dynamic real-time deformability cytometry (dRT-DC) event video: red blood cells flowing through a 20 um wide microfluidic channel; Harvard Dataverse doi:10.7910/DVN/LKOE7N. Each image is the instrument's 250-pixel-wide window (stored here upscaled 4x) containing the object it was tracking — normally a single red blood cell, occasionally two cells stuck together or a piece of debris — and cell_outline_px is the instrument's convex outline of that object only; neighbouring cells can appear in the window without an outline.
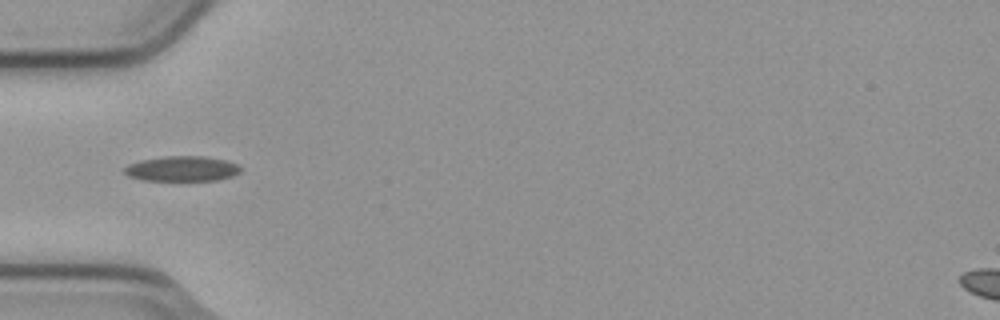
{"species": "common noctule bat (a hibernating species)", "species_latin": "Nyctalus noctula", "temperature_condition": "cold", "stored_images_in_passage": 7, "camera_frame_rate_fps": 3000, "um_per_image_px": 0.085, "animal": {"sex": "male", "body_mass_g": 23.1, "forearm_length_mm": 52.7}, "frame": {"image": 1, "passage_image": 4, "time_ms": 1.0, "image_size_px": [1000, 320], "cell_outline_px": [[240, 172], [232, 176], [216, 180], [144, 180], [128, 176], [124, 172], [124, 168], [128, 164], [140, 160], [164, 156], [204, 156], [224, 160], [236, 164], [240, 168]], "centroid_in_image_um": [15.44, 14.33], "position_along_channel_um": 69.6, "area_um2": 16.88}}
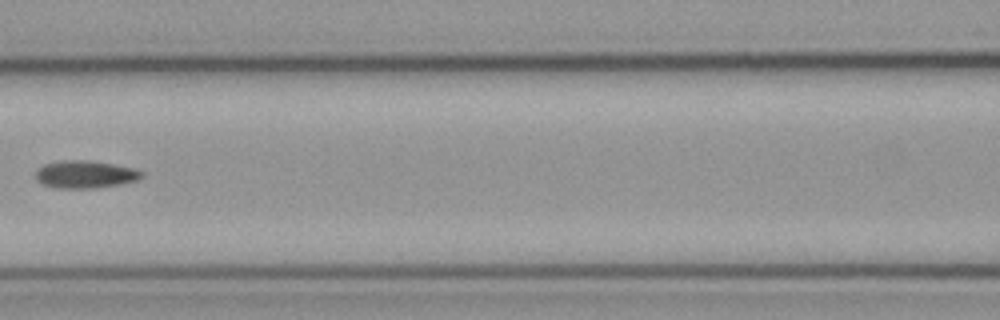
{"frame": {"image": 2, "passage_image": 6, "time_ms": 1.667, "image_size_px": [1000, 320], "cell_outline_px": [[144, 176], [136, 180], [120, 184], [96, 188], [56, 188], [44, 184], [36, 180], [36, 168], [44, 164], [60, 160], [88, 160], [136, 168], [144, 172]], "centroid_in_image_um": [7.24, 14.81], "position_along_channel_um": 159.4, "area_um2": 17.17}}
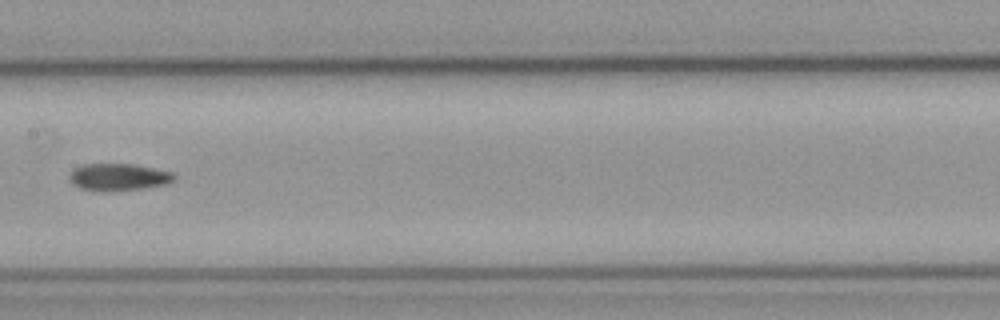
{"frame": {"image": 3, "passage_image": 7, "time_ms": 2.0, "image_size_px": [1000, 320], "cell_outline_px": [[176, 180], [168, 184], [112, 192], [100, 192], [80, 188], [72, 184], [68, 176], [76, 168], [84, 164], [132, 164], [172, 172], [176, 176]], "centroid_in_image_um": [10.07, 15.07], "position_along_channel_um": 197.3, "area_um2": 16.65}}